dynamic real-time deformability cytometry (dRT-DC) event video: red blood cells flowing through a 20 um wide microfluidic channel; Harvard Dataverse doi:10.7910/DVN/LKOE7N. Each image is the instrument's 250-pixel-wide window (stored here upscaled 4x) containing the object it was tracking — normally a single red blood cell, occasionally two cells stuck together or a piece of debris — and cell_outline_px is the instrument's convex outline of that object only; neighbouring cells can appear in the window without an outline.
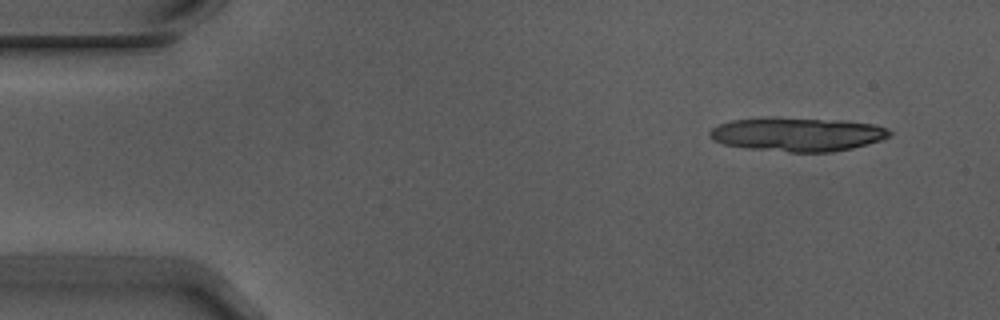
{"species": "Egyptian fruit bat (a non-hibernating species)", "species_latin": "Rousettus aegyptiacus", "temperature_condition": "warm", "stored_images_in_passage": 4, "camera_frame_rate_fps": 3000, "um_per_image_px": 0.085, "animal": {"sex": "male"}, "frame": {"image": 1, "passage_image": 1, "time_ms": 0.0, "image_size_px": [1000, 320], "cell_outline_px": [[892, 136], [868, 144], [852, 148], [832, 152], [788, 152], [748, 148], [724, 144], [712, 140], [708, 136], [708, 132], [712, 128], [720, 124], [732, 120], [772, 116], [844, 120], [872, 124], [888, 128], [892, 132]], "centroid_in_image_um": [67.78, 11.4], "position_along_channel_um": 17.2, "area_um2": 36.01}}